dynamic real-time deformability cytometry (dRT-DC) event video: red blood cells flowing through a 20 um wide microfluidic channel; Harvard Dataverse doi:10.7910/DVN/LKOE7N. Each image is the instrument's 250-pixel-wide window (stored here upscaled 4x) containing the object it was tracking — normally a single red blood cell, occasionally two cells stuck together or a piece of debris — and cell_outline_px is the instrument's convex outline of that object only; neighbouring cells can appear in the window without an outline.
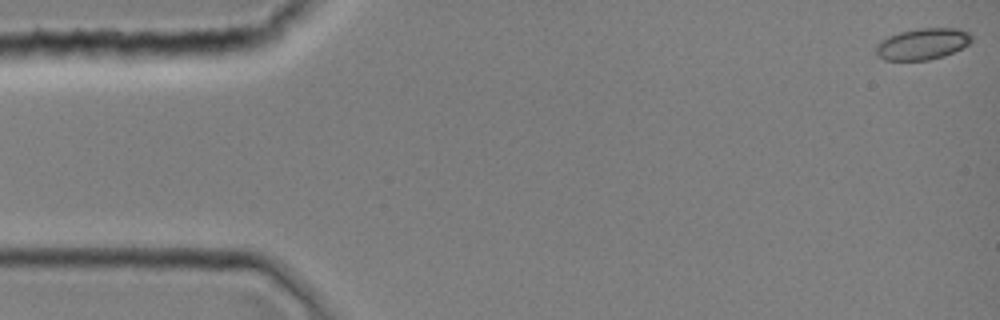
{"species": "common noctule bat (a hibernating species)", "species_latin": "Nyctalus noctula", "temperature_condition": "room temperature", "stored_images_in_passage": 12, "camera_frame_rate_fps": 3000, "um_per_image_px": 0.085, "animal": {"sex": "female", "body_mass_g": 19.0, "forearm_length_mm": 51.5}, "frame": {"image": 1, "passage_image": 1, "time_ms": 0.0, "image_size_px": [1000, 320], "cell_outline_px": [[972, 40], [968, 44], [944, 56], [928, 60], [884, 60], [876, 52], [876, 44], [880, 40], [888, 36], [900, 32], [920, 28], [956, 28], [968, 32], [972, 36]], "centroid_in_image_um": [78.4, 3.73], "position_along_channel_um": 6.6, "area_um2": 17.34}}
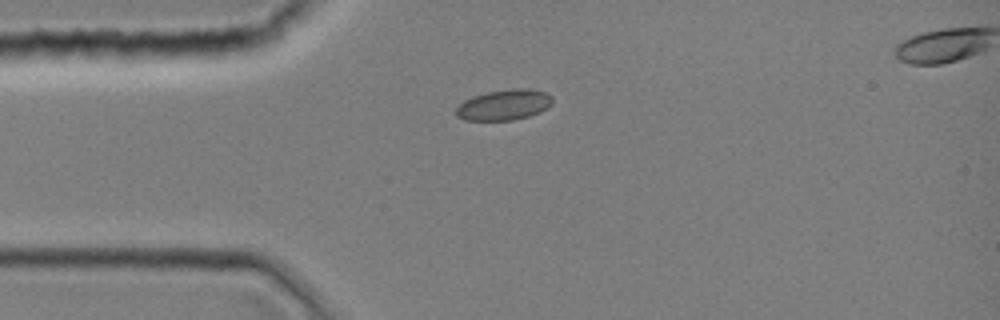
{"frame": {"image": 2, "passage_image": 10, "time_ms": 3.0, "image_size_px": [1000, 320], "cell_outline_px": [[552, 104], [540, 112], [528, 116], [512, 120], [464, 120], [456, 116], [456, 108], [464, 100], [472, 96], [488, 92], [516, 88], [528, 88], [544, 92], [552, 96]], "centroid_in_image_um": [42.84, 8.91], "position_along_channel_um": 42.2, "area_um2": 17.11}}